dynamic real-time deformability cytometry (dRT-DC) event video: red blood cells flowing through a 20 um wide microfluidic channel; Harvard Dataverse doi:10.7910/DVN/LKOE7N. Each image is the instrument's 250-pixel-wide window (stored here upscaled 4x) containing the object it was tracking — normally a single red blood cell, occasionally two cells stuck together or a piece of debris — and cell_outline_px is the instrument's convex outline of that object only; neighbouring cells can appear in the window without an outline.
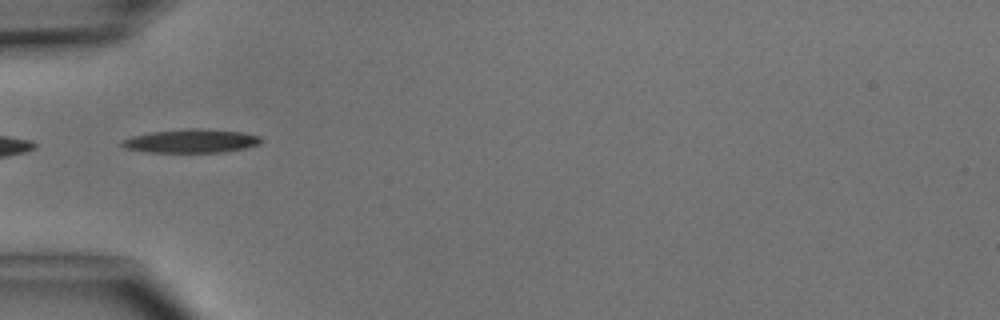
{"species": "common noctule bat (a hibernating species)", "species_latin": "Nyctalus noctula", "temperature_condition": "cold", "stored_images_in_passage": 6, "camera_frame_rate_fps": 3000, "um_per_image_px": 0.085, "animal": {"sex": "male", "body_mass_g": 15.6}, "frame": {"image": 1, "passage_image": 5, "time_ms": 4.667, "image_size_px": [1000, 320], "cell_outline_px": [[264, 140], [260, 144], [244, 148], [224, 152], [148, 152], [124, 148], [120, 144], [120, 140], [132, 136], [152, 132], [192, 128], [200, 128], [240, 132], [260, 136]], "centroid_in_image_um": [16.25, 11.99], "position_along_channel_um": 68.8, "area_um2": 19.13}}